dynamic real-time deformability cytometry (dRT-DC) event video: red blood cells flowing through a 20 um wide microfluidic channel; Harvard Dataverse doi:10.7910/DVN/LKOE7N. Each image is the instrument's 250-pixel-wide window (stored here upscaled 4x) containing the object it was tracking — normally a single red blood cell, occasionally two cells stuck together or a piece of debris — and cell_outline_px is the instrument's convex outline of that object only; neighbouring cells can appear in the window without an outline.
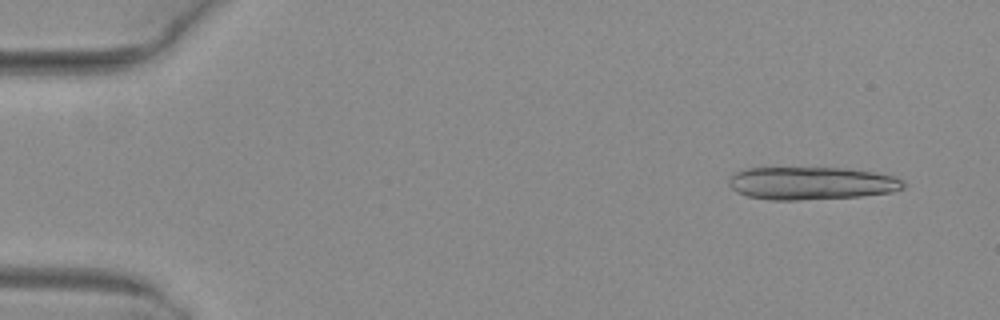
{"species": "common noctule bat (a hibernating species)", "species_latin": "Nyctalus noctula", "temperature_condition": "warm", "stored_images_in_passage": 5, "camera_frame_rate_fps": 3000, "um_per_image_px": 0.085, "animal": {"sex": "female", "body_mass_g": 29.2, "forearm_length_mm": 56.3}, "frame": {"image": 1, "passage_image": 2, "time_ms": 0.333, "image_size_px": [1000, 320], "cell_outline_px": [[904, 188], [892, 192], [860, 196], [796, 200], [772, 200], [748, 196], [736, 192], [728, 184], [728, 180], [736, 172], [744, 168], [848, 168], [896, 176], [904, 184]], "centroid_in_image_um": [68.95, 15.57], "position_along_channel_um": 16.0, "area_um2": 33.29}}